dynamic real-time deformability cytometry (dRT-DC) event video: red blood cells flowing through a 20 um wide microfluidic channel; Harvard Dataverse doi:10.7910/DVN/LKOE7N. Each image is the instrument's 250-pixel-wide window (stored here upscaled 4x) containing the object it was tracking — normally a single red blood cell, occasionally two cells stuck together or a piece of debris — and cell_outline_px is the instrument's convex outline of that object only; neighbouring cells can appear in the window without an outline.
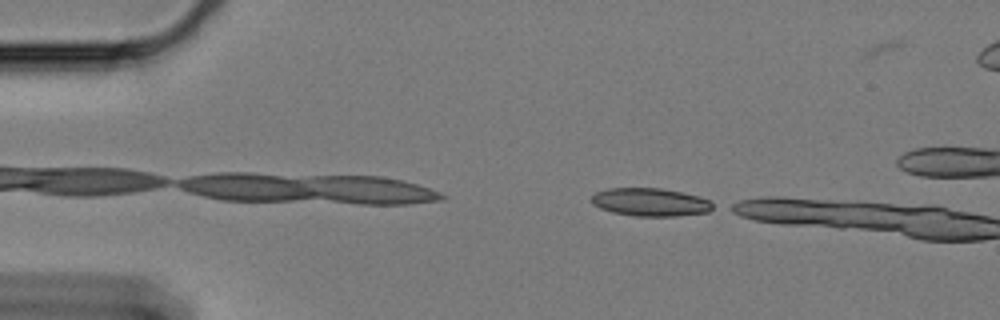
{"species": "Egyptian fruit bat (a non-hibernating species)", "species_latin": "Rousettus aegyptiacus", "temperature_condition": "cold", "stored_images_in_passage": 3, "camera_frame_rate_fps": 3000, "um_per_image_px": 0.085, "animal": {"sex": "female"}, "frame": {"image": 1, "passage_image": 1, "time_ms": 0.0, "image_size_px": [1000, 320], "cell_outline_px": [[716, 208], [708, 212], [676, 216], [636, 216], [612, 212], [600, 208], [592, 204], [592, 196], [596, 192], [608, 188], [660, 188], [680, 192], [696, 196], [708, 200], [716, 204]], "centroid_in_image_um": [55.3, 17.19], "position_along_channel_um": 29.7, "area_um2": 19.83}}